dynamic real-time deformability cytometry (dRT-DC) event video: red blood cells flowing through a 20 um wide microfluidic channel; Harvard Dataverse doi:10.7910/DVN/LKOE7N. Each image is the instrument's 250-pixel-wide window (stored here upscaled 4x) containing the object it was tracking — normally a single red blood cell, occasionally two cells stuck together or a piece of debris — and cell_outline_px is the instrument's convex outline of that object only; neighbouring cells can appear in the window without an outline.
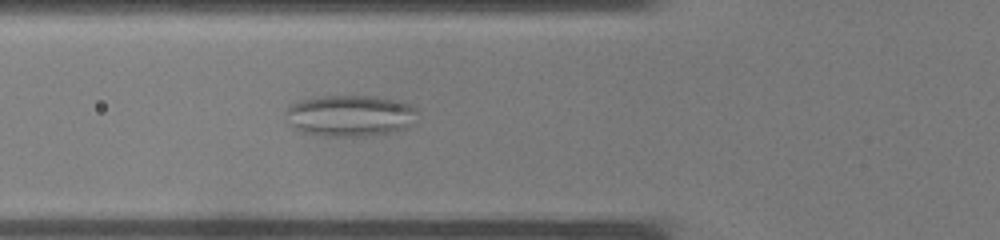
{"species": "common noctule bat (a hibernating species)", "species_latin": "Nyctalus noctula", "temperature_condition": "warm", "stored_images_in_passage": 29, "camera_frame_rate_fps": 3000, "um_per_image_px": 0.085, "animal": {"sex": "male", "body_mass_g": 19.0, "forearm_length_mm": 50.8}, "frame": {"image": 1, "passage_image": 5, "time_ms": 1.333, "image_size_px": [1000, 240], "cell_outline_px": [[416, 112], [408, 128], [372, 136], [324, 136], [300, 132], [292, 128], [288, 124], [284, 112], [288, 104], [300, 100], [324, 96], [376, 96], [400, 100], [416, 108]], "centroid_in_image_um": [29.68, 9.83], "position_along_channel_um": 96.1, "area_um2": 32.19}}
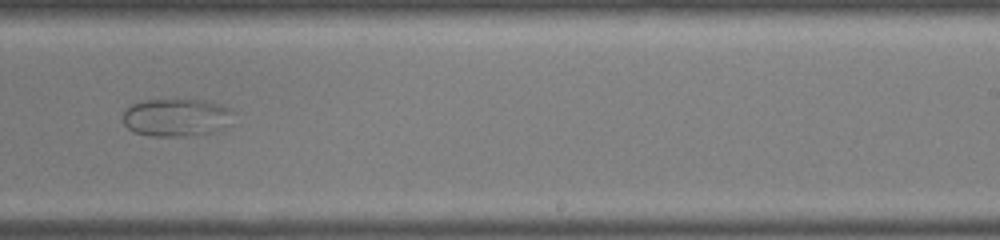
{"frame": {"image": 2, "passage_image": 15, "time_ms": 4.667, "image_size_px": [1000, 240], "cell_outline_px": [[232, 112], [224, 132], [204, 136], [148, 136], [132, 132], [124, 124], [124, 112], [132, 104], [144, 100], [176, 96], [204, 100], [220, 104], [228, 108]], "centroid_in_image_um": [15.03, 9.97], "position_along_channel_um": 274.0, "area_um2": 25.66}}
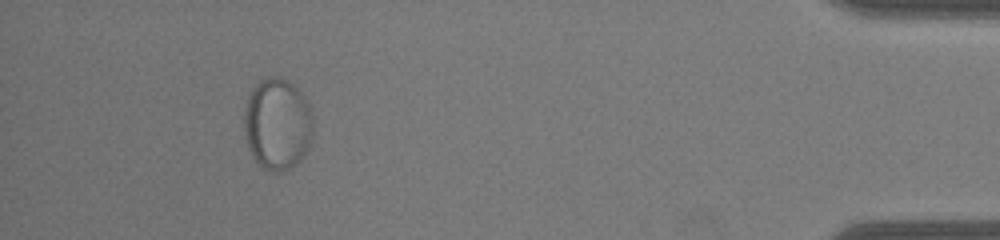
{"frame": {"image": 3, "passage_image": 26, "time_ms": 8.333, "image_size_px": [1000, 240], "cell_outline_px": [[312, 136], [304, 156], [292, 168], [280, 172], [276, 172], [264, 168], [252, 156], [248, 144], [244, 128], [244, 112], [248, 96], [256, 84], [260, 80], [288, 80], [308, 100], [312, 108]], "centroid_in_image_um": [23.6, 10.58], "position_along_channel_um": 411.6, "area_um2": 36.47}}